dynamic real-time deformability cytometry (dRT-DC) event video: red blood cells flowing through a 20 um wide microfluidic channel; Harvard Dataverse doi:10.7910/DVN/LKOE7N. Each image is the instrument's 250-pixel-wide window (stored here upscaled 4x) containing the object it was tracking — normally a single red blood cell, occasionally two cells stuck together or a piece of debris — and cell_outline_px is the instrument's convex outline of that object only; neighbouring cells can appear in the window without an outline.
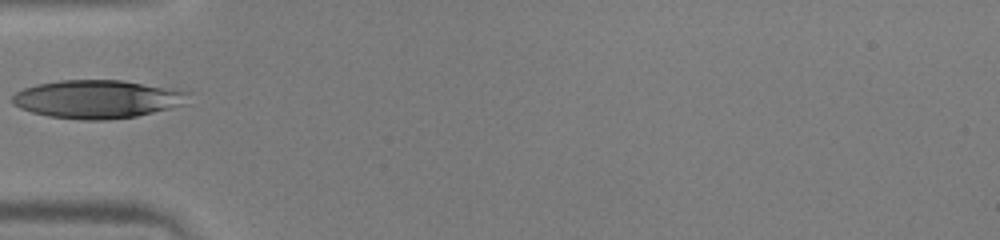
{"species": "human", "species_latin": "Homo sapiens", "temperature_condition": "warm", "stored_images_in_passage": 8, "camera_frame_rate_fps": 3000, "um_per_image_px": 0.085, "donor": {"sex": "male"}, "frame": {"image": 1, "passage_image": 1, "time_ms": 0.0, "image_size_px": [1000, 240], "cell_outline_px": [[188, 104], [172, 108], [136, 116], [108, 120], [84, 120], [48, 116], [32, 112], [20, 108], [12, 104], [12, 96], [16, 92], [24, 88], [36, 84], [60, 80], [124, 80], [188, 92]], "centroid_in_image_um": [8.26, 8.43], "position_along_channel_um": 76.7, "area_um2": 39.25}}